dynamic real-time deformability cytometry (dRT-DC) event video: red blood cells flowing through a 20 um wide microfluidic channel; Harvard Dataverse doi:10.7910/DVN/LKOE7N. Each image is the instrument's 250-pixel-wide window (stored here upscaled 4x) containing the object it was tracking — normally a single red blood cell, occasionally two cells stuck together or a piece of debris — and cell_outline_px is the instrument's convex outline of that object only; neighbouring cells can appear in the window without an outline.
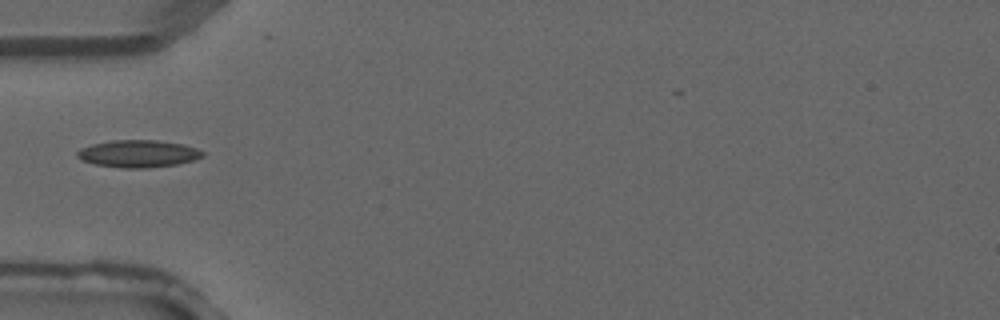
{"species": "common noctule bat (a hibernating species)", "species_latin": "Nyctalus noctula", "temperature_condition": "warm", "stored_images_in_passage": 3, "camera_frame_rate_fps": 3000, "um_per_image_px": 0.085, "animal": {"sex": "male", "forearm_length_mm": 52.5}, "frame": {"image": 1, "passage_image": 3, "time_ms": 0.667, "image_size_px": [1000, 320], "cell_outline_px": [[204, 156], [192, 160], [176, 164], [144, 168], [124, 168], [96, 164], [84, 160], [76, 156], [76, 152], [80, 148], [92, 144], [112, 140], [156, 140], [184, 144], [196, 148], [204, 152]], "centroid_in_image_um": [11.75, 13.05], "position_along_channel_um": 73.3, "area_um2": 19.77}}